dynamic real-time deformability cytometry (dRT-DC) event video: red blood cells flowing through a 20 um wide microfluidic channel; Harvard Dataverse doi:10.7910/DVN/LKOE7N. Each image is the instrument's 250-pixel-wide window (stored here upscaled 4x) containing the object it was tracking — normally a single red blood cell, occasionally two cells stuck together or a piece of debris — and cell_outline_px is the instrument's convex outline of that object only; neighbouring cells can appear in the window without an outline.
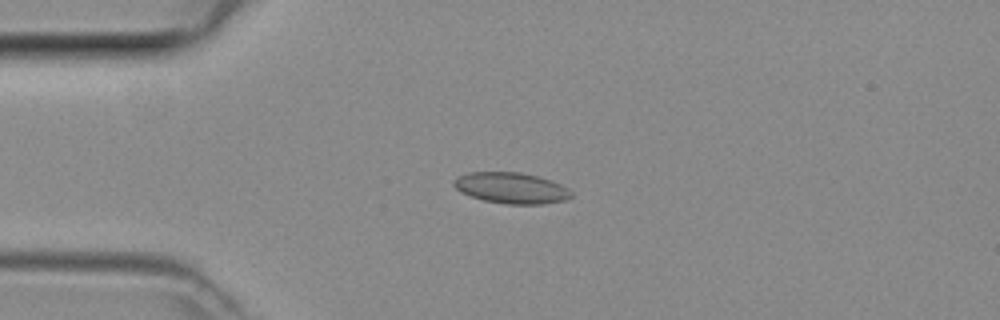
{"species": "common noctule bat (a hibernating species)", "species_latin": "Nyctalus noctula", "temperature_condition": "room temperature", "stored_images_in_passage": 37, "camera_frame_rate_fps": 3000, "um_per_image_px": 0.085, "animal": {"sex": "female", "body_mass_g": 29.2, "forearm_length_mm": 56.3}, "frame": {"image": 1, "passage_image": 3, "time_ms": 0.667, "image_size_px": [1000, 320], "cell_outline_px": [[572, 196], [564, 200], [544, 204], [504, 204], [484, 200], [460, 192], [452, 184], [452, 180], [456, 176], [468, 172], [520, 172], [552, 180], [568, 188], [572, 192]], "centroid_in_image_um": [43.43, 15.97], "position_along_channel_um": 41.6, "area_um2": 21.33}}
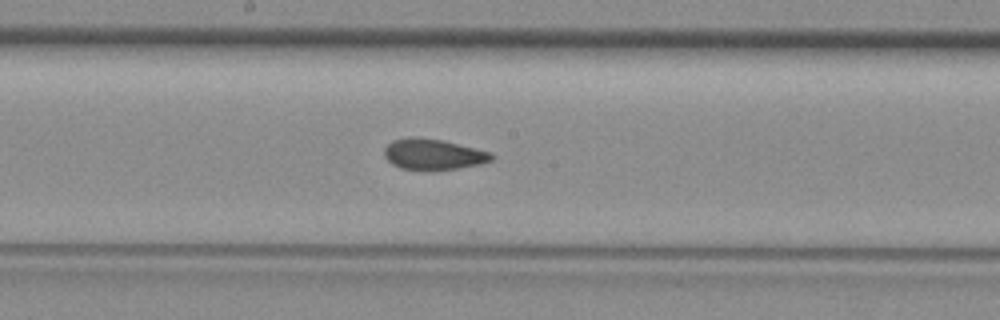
{"frame": {"image": 2, "passage_image": 16, "time_ms": 5.0, "image_size_px": [1000, 320], "cell_outline_px": [[496, 156], [492, 160], [480, 164], [456, 168], [400, 168], [392, 164], [384, 156], [384, 148], [392, 140], [408, 136], [412, 136], [444, 140], [492, 152]], "centroid_in_image_um": [36.84, 13.07], "position_along_channel_um": 211.4, "area_um2": 19.02}}
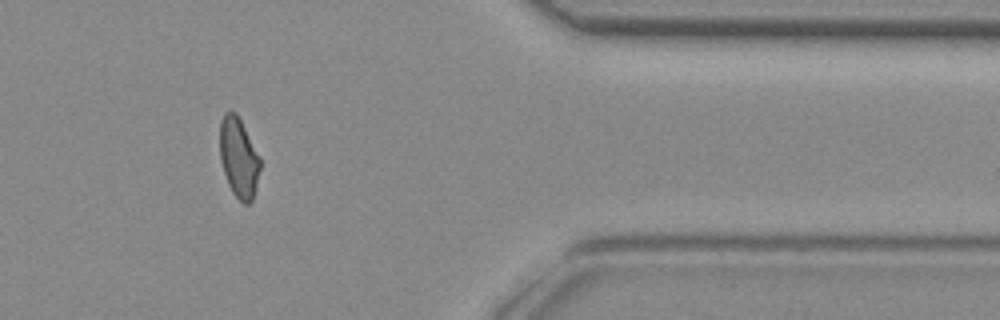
{"frame": {"image": 3, "passage_image": 30, "time_ms": 9.667, "image_size_px": [1000, 320], "cell_outline_px": [[260, 168], [256, 188], [252, 200], [248, 204], [244, 204], [232, 192], [228, 184], [220, 160], [220, 120], [224, 112], [236, 112], [260, 156]], "centroid_in_image_um": [20.29, 13.4], "position_along_channel_um": 391.1, "area_um2": 18.73}}